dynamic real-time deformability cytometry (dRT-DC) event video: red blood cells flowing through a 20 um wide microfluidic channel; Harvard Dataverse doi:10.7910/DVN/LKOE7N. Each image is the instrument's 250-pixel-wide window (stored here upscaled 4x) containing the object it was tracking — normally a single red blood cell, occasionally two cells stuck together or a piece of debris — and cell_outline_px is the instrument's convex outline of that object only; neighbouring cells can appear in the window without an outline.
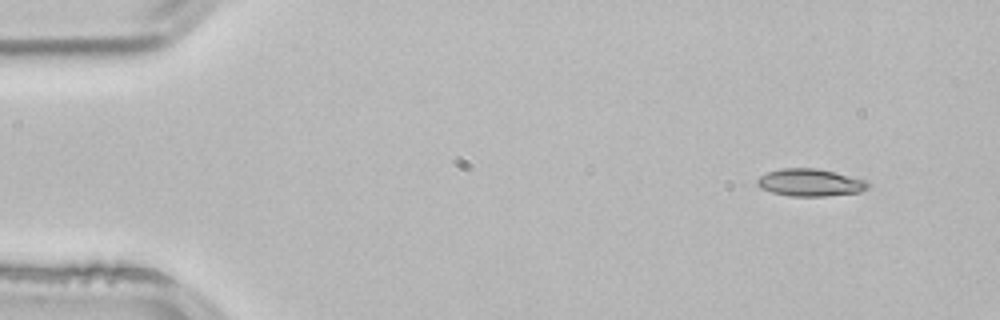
{"species": "common noctule bat (a hibernating species)", "species_latin": "Nyctalus noctula", "temperature_condition": "room temperature", "stored_images_in_passage": 4, "camera_frame_rate_fps": 3000, "um_per_image_px": 0.085, "animal": {"sex": "male", "body_mass_g": 21.5, "forearm_length_mm": 52.0}, "frame": {"image": 1, "passage_image": 1, "time_ms": 0.0, "image_size_px": [1000, 320], "cell_outline_px": [[868, 188], [860, 192], [824, 196], [792, 196], [772, 192], [760, 188], [756, 184], [756, 180], [760, 176], [768, 172], [780, 168], [816, 168], [864, 180], [868, 184]], "centroid_in_image_um": [68.8, 15.52], "position_along_channel_um": 16.2, "area_um2": 17.4}}